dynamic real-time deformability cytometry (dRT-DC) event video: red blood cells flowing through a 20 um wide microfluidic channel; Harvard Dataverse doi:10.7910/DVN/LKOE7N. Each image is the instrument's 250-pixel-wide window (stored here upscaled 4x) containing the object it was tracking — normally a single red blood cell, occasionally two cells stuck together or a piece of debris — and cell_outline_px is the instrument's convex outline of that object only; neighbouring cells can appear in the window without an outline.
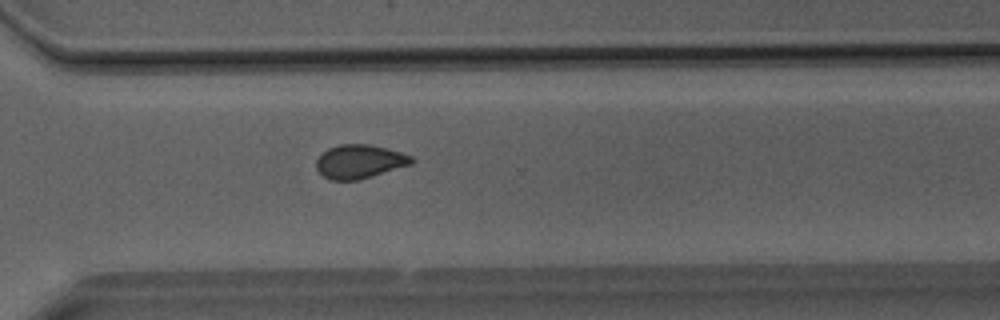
{"species": "Egyptian fruit bat (a non-hibernating species)", "species_latin": "Rousettus aegyptiacus", "temperature_condition": "room temperature", "stored_images_in_passage": 24, "camera_frame_rate_fps": 3000, "um_per_image_px": 0.085, "animal": {"sex": "male"}, "frame": {"image": 1, "passage_image": 17, "time_ms": 5.333, "image_size_px": [1000, 320], "cell_outline_px": [[416, 160], [412, 164], [360, 180], [328, 180], [316, 168], [316, 160], [328, 148], [340, 144], [368, 144], [400, 152], [412, 156]], "centroid_in_image_um": [30.57, 13.74], "position_along_channel_um": 340.0, "area_um2": 18.73}}
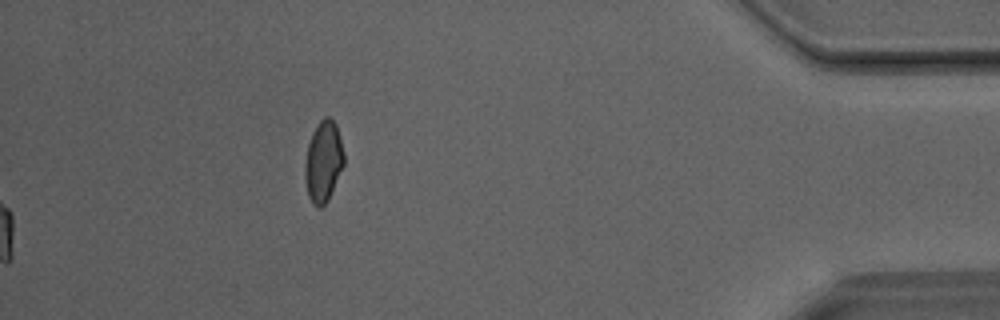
{"frame": {"image": 2, "passage_image": 24, "time_ms": 7.667, "image_size_px": [1000, 320], "cell_outline_px": [[344, 164], [328, 200], [320, 208], [316, 208], [312, 204], [308, 196], [304, 176], [304, 164], [308, 144], [312, 132], [316, 124], [324, 116], [328, 116], [336, 124], [344, 156]], "centroid_in_image_um": [27.46, 13.74], "position_along_channel_um": 407.7, "area_um2": 18.5}}